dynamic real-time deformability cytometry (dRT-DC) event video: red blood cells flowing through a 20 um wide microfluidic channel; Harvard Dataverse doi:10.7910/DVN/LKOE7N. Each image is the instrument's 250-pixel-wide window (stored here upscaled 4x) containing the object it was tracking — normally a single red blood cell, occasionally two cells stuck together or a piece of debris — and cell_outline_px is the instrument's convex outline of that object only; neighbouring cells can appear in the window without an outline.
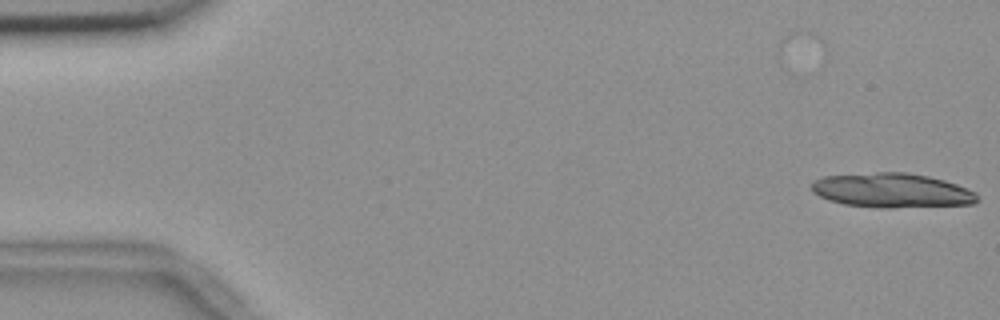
{"species": "common noctule bat (a hibernating species)", "species_latin": "Nyctalus noctula", "temperature_condition": "room temperature", "stored_images_in_passage": 15, "camera_frame_rate_fps": 3000, "um_per_image_px": 0.085, "animal": {"sex": "female", "body_mass_g": 18.4}, "frame": {"image": 1, "passage_image": 1, "time_ms": 0.0, "image_size_px": [1000, 320], "cell_outline_px": [[980, 200], [972, 204], [892, 208], [888, 208], [844, 204], [828, 200], [812, 192], [812, 184], [816, 180], [824, 176], [876, 172], [908, 172], [928, 176], [944, 180], [956, 184], [976, 192]], "centroid_in_image_um": [75.84, 16.18], "position_along_channel_um": 9.2, "area_um2": 33.23}}